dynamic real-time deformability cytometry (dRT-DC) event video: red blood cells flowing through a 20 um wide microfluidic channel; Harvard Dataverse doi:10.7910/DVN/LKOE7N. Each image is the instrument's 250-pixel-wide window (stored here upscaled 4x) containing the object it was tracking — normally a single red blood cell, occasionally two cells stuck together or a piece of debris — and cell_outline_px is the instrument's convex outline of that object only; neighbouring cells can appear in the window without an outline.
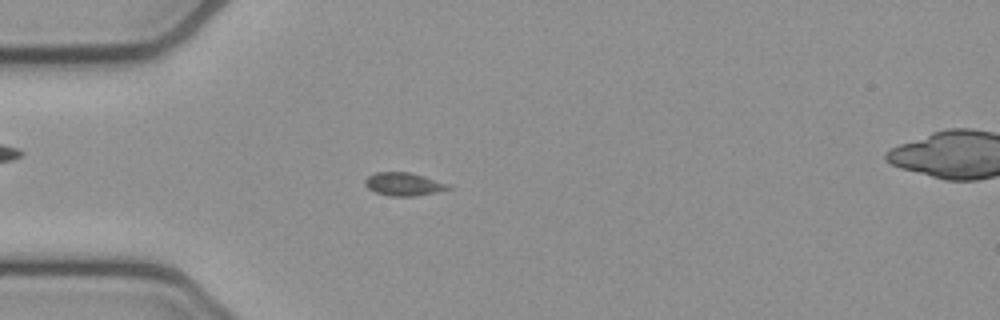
{"species": "common noctule bat (a hibernating species)", "species_latin": "Nyctalus noctula", "temperature_condition": "cold", "stored_images_in_passage": 52, "camera_frame_rate_fps": 3000, "um_per_image_px": 0.085, "animal": {"sex": "female", "body_mass_g": 21.9}, "frame": {"image": 1, "passage_image": 13, "time_ms": 4.0, "image_size_px": [1000, 320], "cell_outline_px": [[452, 188], [416, 196], [388, 196], [376, 192], [368, 188], [364, 184], [364, 180], [368, 176], [376, 172], [412, 172], [448, 184]], "centroid_in_image_um": [34.28, 15.64], "position_along_channel_um": 50.7, "area_um2": 11.16}}
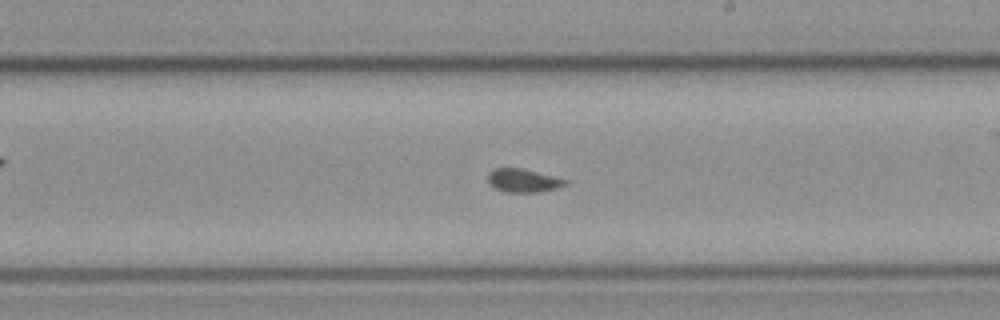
{"frame": {"image": 2, "passage_image": 29, "time_ms": 9.333, "image_size_px": [1000, 320], "cell_outline_px": [[568, 184], [556, 188], [540, 192], [504, 192], [488, 184], [488, 172], [492, 168], [520, 168], [568, 180]], "centroid_in_image_um": [44.44, 15.35], "position_along_channel_um": 244.6, "area_um2": 10.52}}
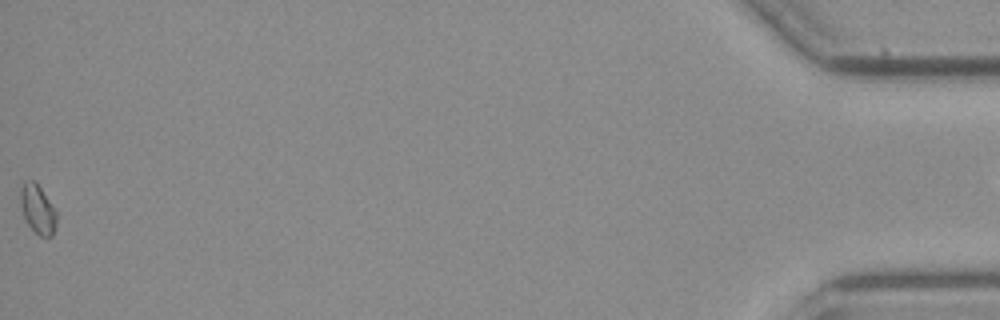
{"frame": {"image": 3, "passage_image": 52, "time_ms": 17.0, "image_size_px": [1000, 320], "cell_outline_px": [[56, 224], [52, 236], [40, 236], [28, 224], [24, 216], [20, 204], [20, 188], [24, 180], [36, 180], [56, 212]], "centroid_in_image_um": [3.18, 17.73], "position_along_channel_um": 432.0, "area_um2": 10.23}}